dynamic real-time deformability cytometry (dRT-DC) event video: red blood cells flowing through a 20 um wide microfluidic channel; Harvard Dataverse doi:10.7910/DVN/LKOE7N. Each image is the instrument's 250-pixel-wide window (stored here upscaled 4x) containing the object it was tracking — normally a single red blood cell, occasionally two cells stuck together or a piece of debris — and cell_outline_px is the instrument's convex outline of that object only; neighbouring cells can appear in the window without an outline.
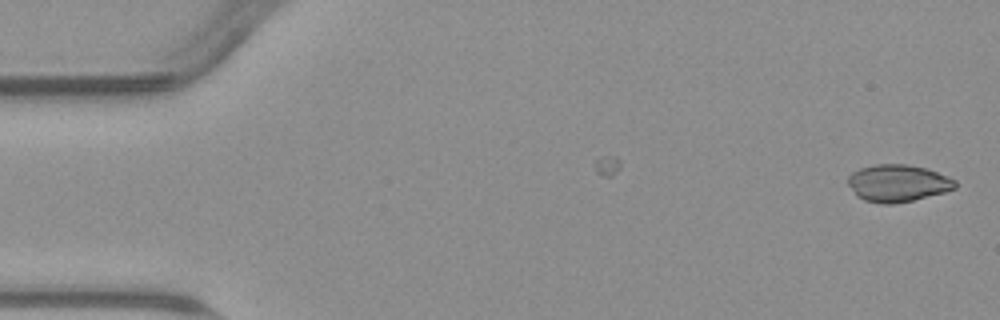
{"species": "common noctule bat (a hibernating species)", "species_latin": "Nyctalus noctula", "temperature_condition": "warm", "stored_images_in_passage": 7, "camera_frame_rate_fps": 3000, "um_per_image_px": 0.085, "animal": {"sex": "male", "body_mass_g": 23.1, "forearm_length_mm": 52.7}, "frame": {"image": 1, "passage_image": 1, "time_ms": 0.0, "image_size_px": [1000, 320], "cell_outline_px": [[956, 188], [944, 192], [912, 200], [892, 204], [880, 204], [864, 200], [856, 196], [848, 184], [848, 176], [852, 172], [860, 168], [876, 164], [904, 164], [924, 168], [948, 176], [956, 180]], "centroid_in_image_um": [76.28, 15.57], "position_along_channel_um": 8.7, "area_um2": 23.12}}